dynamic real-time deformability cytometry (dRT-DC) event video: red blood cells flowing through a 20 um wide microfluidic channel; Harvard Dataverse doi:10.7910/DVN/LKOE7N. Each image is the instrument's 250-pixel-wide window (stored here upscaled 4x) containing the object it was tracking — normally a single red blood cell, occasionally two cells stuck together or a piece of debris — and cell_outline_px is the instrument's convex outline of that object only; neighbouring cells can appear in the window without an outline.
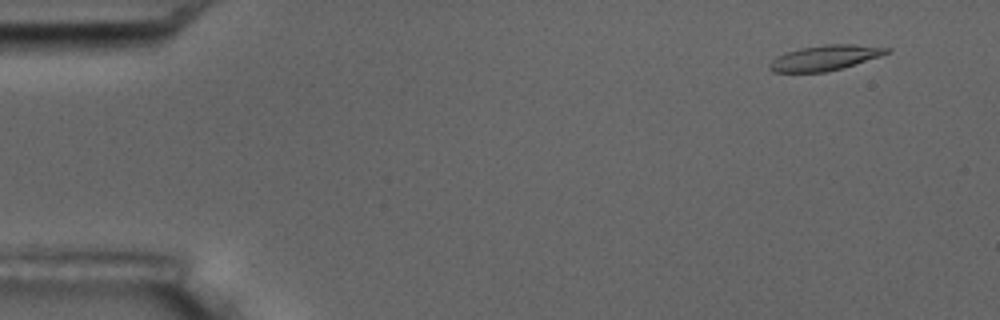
{"species": "common noctule bat (a hibernating species)", "species_latin": "Nyctalus noctula", "temperature_condition": "room temperature", "stored_images_in_passage": 10, "camera_frame_rate_fps": 3000, "um_per_image_px": 0.085, "animal": {"sex": "male", "body_mass_g": 17.5, "forearm_length_mm": 52.3}, "frame": {"image": 1, "passage_image": 2, "time_ms": 1.0, "image_size_px": [1000, 320], "cell_outline_px": [[892, 52], [844, 68], [824, 72], [772, 72], [768, 68], [768, 64], [776, 56], [800, 48], [824, 44], [856, 44], [892, 48]], "centroid_in_image_um": [70.15, 4.91], "position_along_channel_um": 14.9, "area_um2": 17.4}}
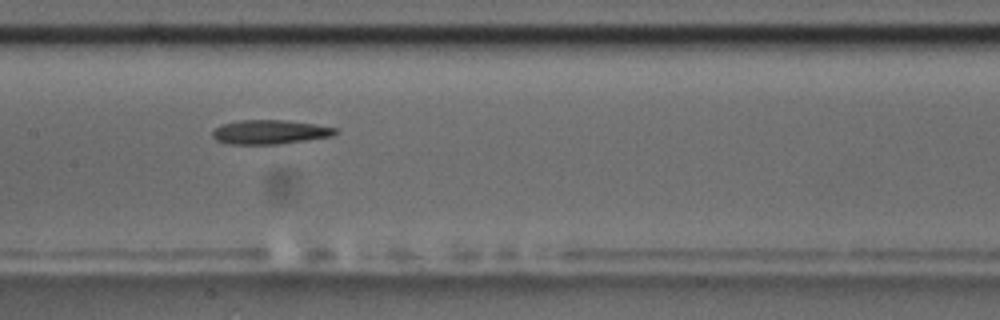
{"frame": {"image": 2, "passage_image": 9, "time_ms": 9.0, "image_size_px": [1000, 320], "cell_outline_px": [[340, 132], [332, 136], [280, 144], [228, 144], [216, 140], [212, 136], [212, 132], [220, 124], [240, 120], [284, 120], [316, 124], [336, 128]], "centroid_in_image_um": [22.94, 11.22], "position_along_channel_um": 184.5, "area_um2": 17.4}}
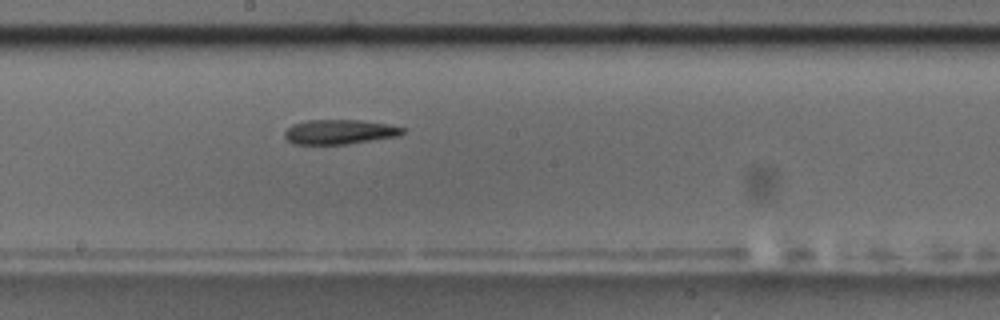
{"frame": {"image": 3, "passage_image": 10, "time_ms": 10.0, "image_size_px": [1000, 320], "cell_outline_px": [[404, 132], [400, 136], [348, 144], [292, 144], [284, 136], [284, 132], [292, 124], [308, 120], [360, 120], [388, 124], [404, 128]], "centroid_in_image_um": [28.86, 11.21], "position_along_channel_um": 219.3, "area_um2": 16.99}}